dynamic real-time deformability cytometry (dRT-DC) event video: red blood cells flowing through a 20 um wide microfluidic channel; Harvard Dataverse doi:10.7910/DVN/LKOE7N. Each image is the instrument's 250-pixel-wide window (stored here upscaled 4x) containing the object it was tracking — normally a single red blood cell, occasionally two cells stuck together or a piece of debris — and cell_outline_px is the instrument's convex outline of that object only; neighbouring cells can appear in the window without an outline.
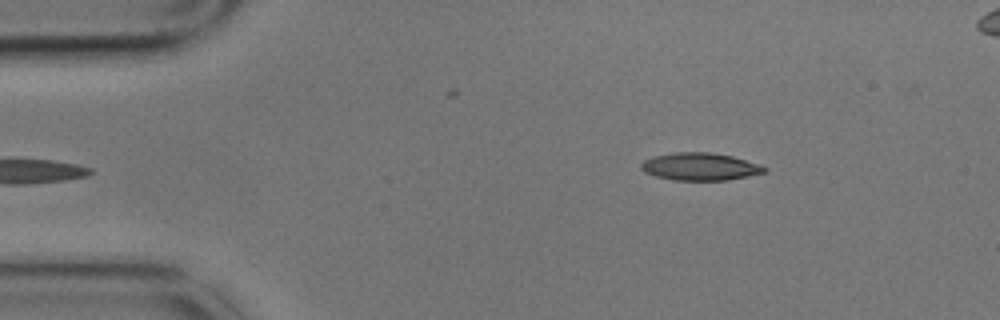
{"species": "common noctule bat (a hibernating species)", "species_latin": "Nyctalus noctula", "temperature_condition": "cold", "stored_images_in_passage": 5, "camera_frame_rate_fps": 3000, "um_per_image_px": 0.085, "animal": {"sex": "male", "body_mass_g": 17.9}, "frame": {"image": 1, "passage_image": 5, "time_ms": 1.333, "image_size_px": [1000, 320], "cell_outline_px": [[768, 168], [764, 172], [748, 176], [728, 180], [672, 180], [656, 176], [644, 172], [640, 168], [640, 164], [644, 160], [652, 156], [676, 152], [712, 152], [732, 156]], "centroid_in_image_um": [59.45, 14.16], "position_along_channel_um": 25.6, "area_um2": 19.71}}